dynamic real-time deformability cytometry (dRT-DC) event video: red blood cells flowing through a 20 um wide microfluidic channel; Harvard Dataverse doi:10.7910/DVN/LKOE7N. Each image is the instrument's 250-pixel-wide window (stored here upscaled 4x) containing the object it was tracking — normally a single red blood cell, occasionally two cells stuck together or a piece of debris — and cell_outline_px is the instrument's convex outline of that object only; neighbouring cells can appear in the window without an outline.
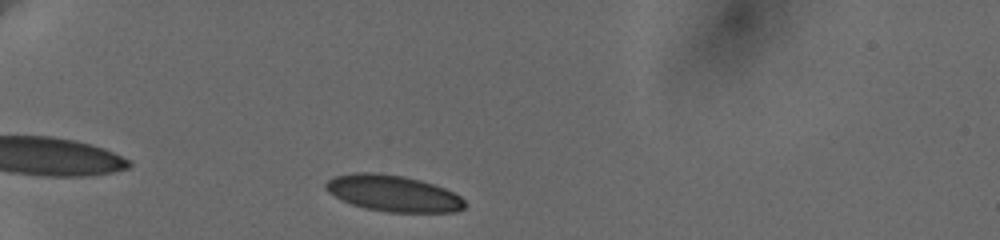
{"species": "human", "species_latin": "Homo sapiens", "temperature_condition": "cold", "stored_images_in_passage": 37, "camera_frame_rate_fps": 3000, "um_per_image_px": 0.085, "donor": {"sex": "female"}, "frame": {"image": 1, "passage_image": 2, "time_ms": 0.333, "image_size_px": [1000, 240], "cell_outline_px": [[464, 208], [456, 212], [384, 212], [364, 208], [340, 200], [328, 192], [324, 188], [324, 184], [328, 180], [336, 176], [352, 172], [372, 172], [404, 176], [420, 180], [444, 188], [460, 196], [464, 200]], "centroid_in_image_um": [33.37, 16.44], "position_along_channel_um": 51.6, "area_um2": 29.48}}
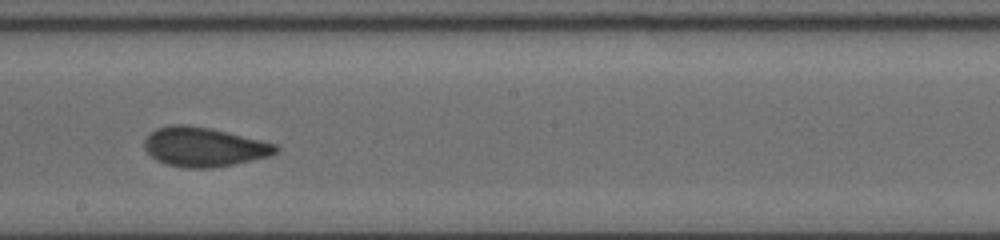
{"frame": {"image": 2, "passage_image": 20, "time_ms": 6.333, "image_size_px": [1000, 240], "cell_outline_px": [[280, 148], [276, 152], [268, 156], [232, 164], [212, 168], [184, 168], [168, 164], [156, 160], [144, 148], [144, 140], [156, 128], [172, 124], [188, 124], [208, 128], [260, 140], [276, 144]], "centroid_in_image_um": [17.3, 12.49], "position_along_channel_um": 230.9, "area_um2": 29.71}}
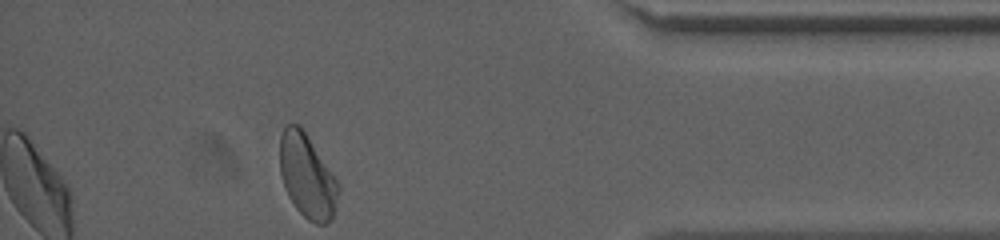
{"frame": {"image": 3, "passage_image": 37, "time_ms": 12.0, "image_size_px": [1000, 240], "cell_outline_px": [[340, 188], [336, 208], [332, 220], [324, 224], [316, 224], [308, 220], [296, 208], [288, 196], [284, 188], [280, 172], [280, 136], [284, 128], [288, 124], [300, 124], [340, 184]], "centroid_in_image_um": [26.12, 14.99], "position_along_channel_um": 409.1, "area_um2": 28.78}, "authors_computed_cell_mechanics": {"area_um2": 29.478, "velocity_mm_per_s": 3.6275, "shape_relaxation_time_tau1_ms": 7.1608, "shape_relaxation_time_tau2_ms": 1.1049, "deformation_change_tau1": 0.1322, "deformation_change_tau2": 0.0407}}